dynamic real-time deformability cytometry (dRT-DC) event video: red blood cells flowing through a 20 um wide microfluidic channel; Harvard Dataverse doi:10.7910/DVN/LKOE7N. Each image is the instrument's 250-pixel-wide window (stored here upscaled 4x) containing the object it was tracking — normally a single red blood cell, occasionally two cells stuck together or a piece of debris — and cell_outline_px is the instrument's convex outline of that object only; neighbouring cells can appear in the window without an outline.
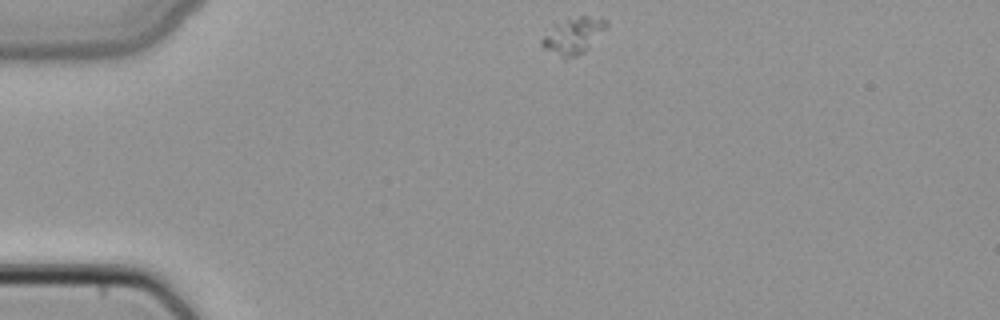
{"species": "common noctule bat (a hibernating species)", "species_latin": "Nyctalus noctula", "temperature_condition": "cold", "stored_images_in_passage": 40, "camera_frame_rate_fps": 3000, "um_per_image_px": 0.085, "animal": {"sex": "female", "body_mass_g": 22.7, "forearm_length_mm": 54.2}, "frame": {"image": 1, "passage_image": 1, "time_ms": 0.0, "image_size_px": [1000, 320], "cell_outline_px": [[608, 24], [588, 48], [584, 52], [576, 56], [564, 60], [544, 48], [540, 44], [540, 40], [552, 24], [564, 20], [580, 16], [588, 16], [604, 20]], "centroid_in_image_um": [48.65, 3.06], "position_along_channel_um": 36.4, "area_um2": 13.53}}
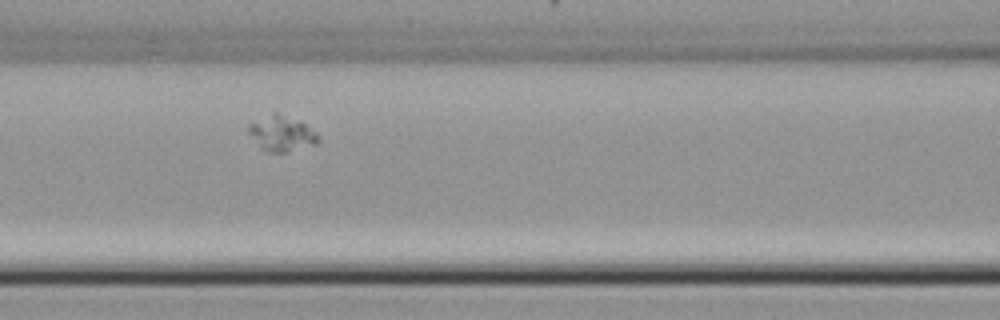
{"frame": {"image": 2, "passage_image": 12, "time_ms": 3.667, "image_size_px": [1000, 320], "cell_outline_px": [[320, 140], [316, 144], [284, 152], [268, 152], [260, 148], [248, 132], [248, 124], [276, 112], [300, 120], [316, 132], [320, 136]], "centroid_in_image_um": [23.96, 11.35], "position_along_channel_um": 142.6, "area_um2": 14.28}}
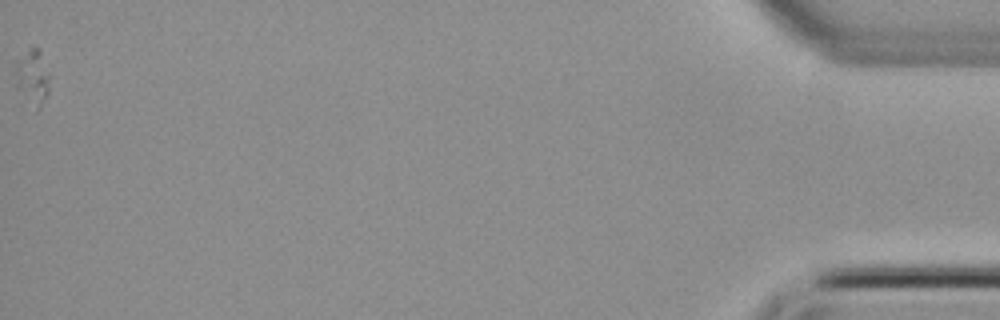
{"frame": {"image": 3, "passage_image": 40, "time_ms": 13.0, "image_size_px": [1000, 320], "cell_outline_px": [[48, 92], [40, 108], [36, 112], [16, 88], [12, 72], [12, 60], [28, 48], [40, 48], [48, 76]], "centroid_in_image_um": [2.65, 6.53], "position_along_channel_um": 432.6, "area_um2": 11.73}}